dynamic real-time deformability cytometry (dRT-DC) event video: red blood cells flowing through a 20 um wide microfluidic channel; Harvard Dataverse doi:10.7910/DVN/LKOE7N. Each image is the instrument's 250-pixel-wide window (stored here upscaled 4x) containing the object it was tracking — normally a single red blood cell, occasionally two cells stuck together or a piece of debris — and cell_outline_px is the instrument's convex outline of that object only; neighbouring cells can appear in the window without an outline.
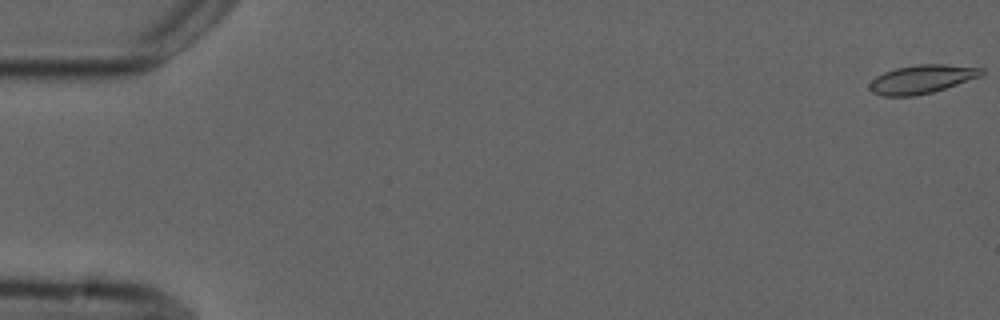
{"species": "common noctule bat (a hibernating species)", "species_latin": "Nyctalus noctula", "temperature_condition": "cold", "stored_images_in_passage": 4, "camera_frame_rate_fps": 3000, "um_per_image_px": 0.085, "animal": {"sex": "male", "forearm_length_mm": 52.5}, "frame": {"image": 1, "passage_image": 1, "time_ms": 0.0, "image_size_px": [1000, 320], "cell_outline_px": [[984, 72], [980, 76], [932, 92], [916, 96], [880, 96], [872, 92], [868, 88], [868, 84], [876, 76], [884, 72], [896, 68], [916, 64], [944, 64], [984, 68]], "centroid_in_image_um": [78.3, 6.73], "position_along_channel_um": 6.7, "area_um2": 18.61}}
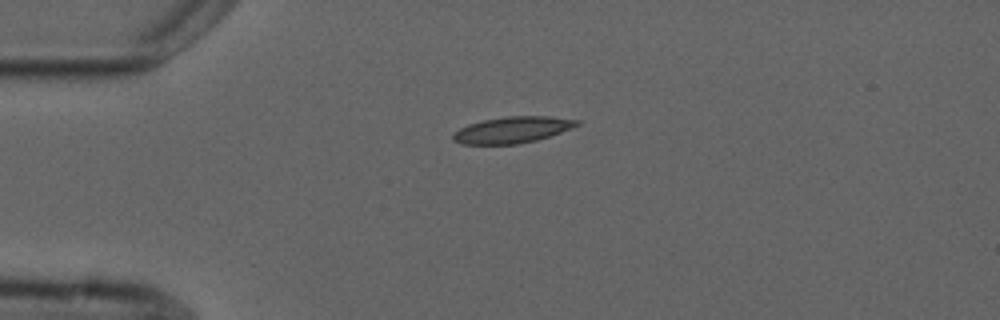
{"frame": {"image": 2, "passage_image": 4, "time_ms": 4.333, "image_size_px": [1000, 320], "cell_outline_px": [[580, 124], [572, 128], [536, 140], [516, 144], [460, 144], [452, 140], [452, 136], [460, 128], [468, 124], [484, 120], [508, 116], [548, 116], [580, 120]], "centroid_in_image_um": [43.55, 11.03], "position_along_channel_um": 41.5, "area_um2": 18.84}}